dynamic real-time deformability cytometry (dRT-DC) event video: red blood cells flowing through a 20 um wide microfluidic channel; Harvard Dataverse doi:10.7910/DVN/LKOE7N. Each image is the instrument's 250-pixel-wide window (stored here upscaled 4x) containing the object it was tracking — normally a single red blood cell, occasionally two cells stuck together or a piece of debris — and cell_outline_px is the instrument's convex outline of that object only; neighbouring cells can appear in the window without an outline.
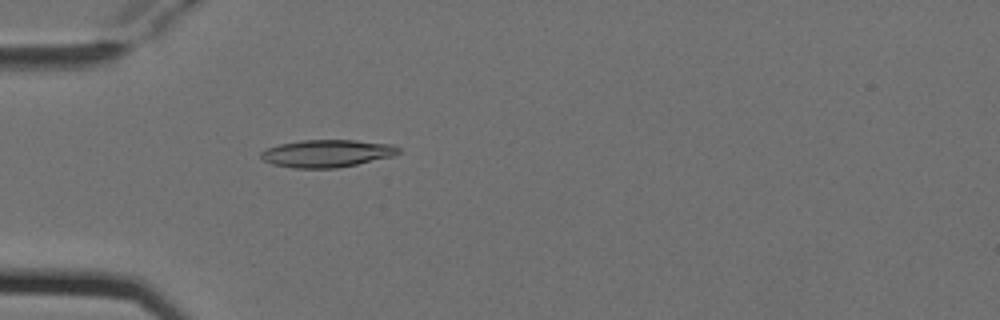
{"species": "Egyptian fruit bat (a non-hibernating species)", "species_latin": "Rousettus aegyptiacus", "temperature_condition": "cold", "stored_images_in_passage": 2, "camera_frame_rate_fps": 3000, "um_per_image_px": 0.085, "animal": {"sex": "female"}, "frame": {"image": 1, "passage_image": 2, "time_ms": 0.333, "image_size_px": [1000, 320], "cell_outline_px": [[400, 152], [392, 156], [356, 164], [336, 168], [292, 168], [272, 164], [264, 160], [260, 156], [260, 152], [268, 148], [280, 144], [300, 140], [356, 140], [392, 144], [400, 148]], "centroid_in_image_um": [27.78, 13.03], "position_along_channel_um": 57.2, "area_um2": 21.96}}